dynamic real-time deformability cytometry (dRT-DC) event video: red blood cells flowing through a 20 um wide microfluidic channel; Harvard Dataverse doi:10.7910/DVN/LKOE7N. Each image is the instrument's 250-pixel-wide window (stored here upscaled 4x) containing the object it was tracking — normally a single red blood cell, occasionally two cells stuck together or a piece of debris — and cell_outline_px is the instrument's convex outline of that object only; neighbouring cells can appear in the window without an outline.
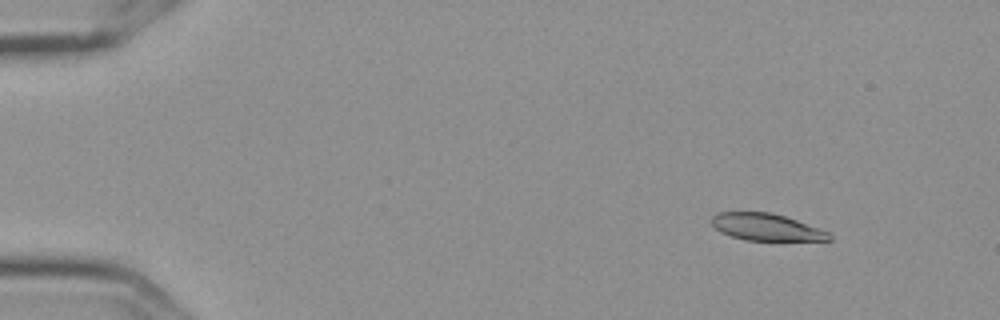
{"species": "Egyptian fruit bat (a non-hibernating species)", "species_latin": "Rousettus aegyptiacus", "temperature_condition": "cold", "stored_images_in_passage": 14, "camera_frame_rate_fps": 3000, "um_per_image_px": 0.085, "frame": {"image": 1, "passage_image": 1, "time_ms": 0.0, "image_size_px": [1000, 320], "cell_outline_px": [[832, 240], [744, 240], [720, 232], [708, 220], [716, 212], [772, 212], [796, 220], [828, 232], [832, 236]], "centroid_in_image_um": [65.07, 19.29], "position_along_channel_um": 19.9, "area_um2": 18.38}}
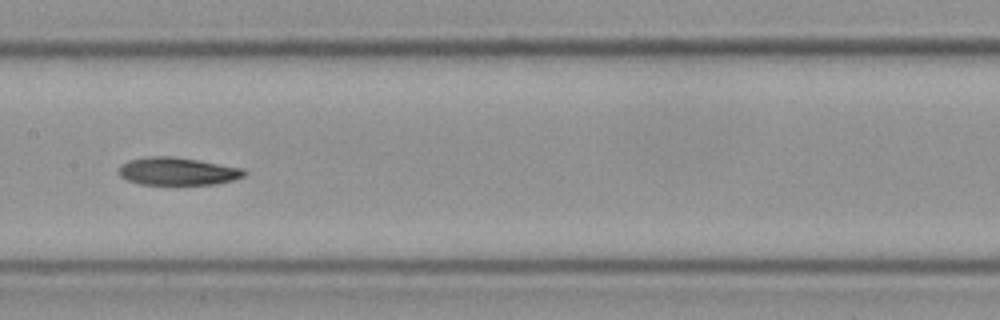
{"frame": {"image": 2, "passage_image": 7, "time_ms": 2.0, "image_size_px": [1000, 320], "cell_outline_px": [[248, 172], [244, 176], [232, 180], [216, 184], [140, 184], [128, 180], [120, 176], [116, 172], [128, 160], [148, 156], [172, 156], [244, 168]], "centroid_in_image_um": [15.1, 14.56], "position_along_channel_um": 192.3, "area_um2": 20.17}}
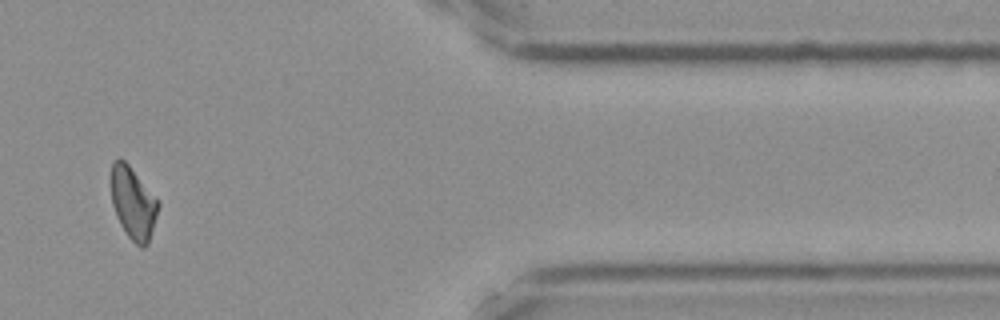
{"frame": {"image": 3, "passage_image": 12, "time_ms": 3.667, "image_size_px": [1000, 320], "cell_outline_px": [[160, 204], [148, 244], [144, 248], [140, 248], [128, 236], [120, 224], [116, 216], [112, 204], [112, 160], [120, 156], [128, 164], [160, 200]], "centroid_in_image_um": [11.33, 17.25], "position_along_channel_um": 400.1, "area_um2": 19.94}}